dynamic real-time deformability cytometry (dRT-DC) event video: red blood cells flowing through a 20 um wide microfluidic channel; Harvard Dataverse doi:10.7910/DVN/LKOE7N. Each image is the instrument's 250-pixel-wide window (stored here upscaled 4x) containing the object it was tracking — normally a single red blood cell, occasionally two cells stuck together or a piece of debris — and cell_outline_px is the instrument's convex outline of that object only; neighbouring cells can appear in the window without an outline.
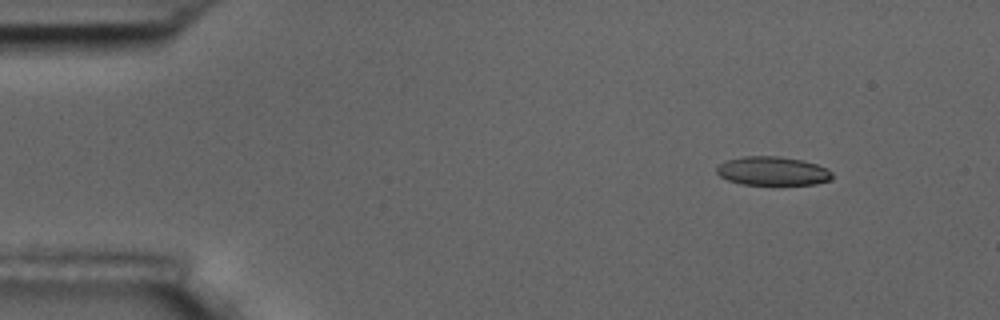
{"species": "common noctule bat (a hibernating species)", "species_latin": "Nyctalus noctula", "temperature_condition": "room temperature", "stored_images_in_passage": 5, "camera_frame_rate_fps": 3000, "um_per_image_px": 0.085, "animal": {"sex": "male", "body_mass_g": 17.5, "forearm_length_mm": 52.3}, "frame": {"image": 1, "passage_image": 2, "time_ms": 2.0, "image_size_px": [1000, 320], "cell_outline_px": [[832, 180], [816, 184], [744, 184], [728, 180], [720, 176], [716, 172], [716, 168], [720, 164], [728, 160], [744, 156], [780, 156], [800, 160], [816, 164], [828, 168], [832, 172]], "centroid_in_image_um": [65.7, 14.53], "position_along_channel_um": 19.3, "area_um2": 19.25}}
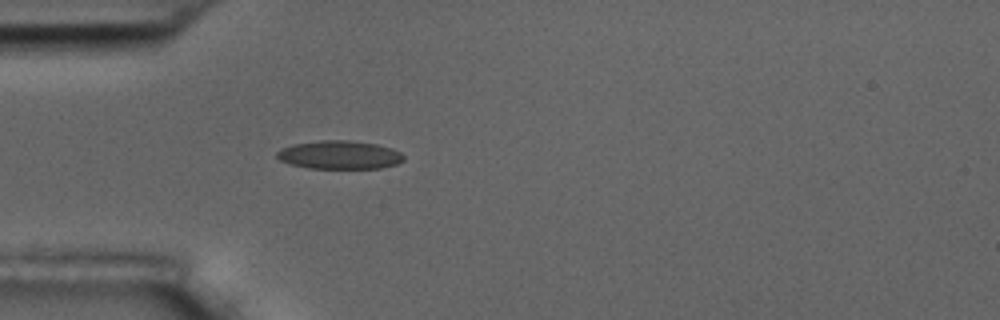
{"frame": {"image": 2, "passage_image": 5, "time_ms": 5.333, "image_size_px": [1000, 320], "cell_outline_px": [[404, 160], [396, 164], [380, 168], [308, 168], [288, 164], [280, 160], [276, 156], [276, 152], [280, 148], [292, 144], [320, 140], [348, 140], [376, 144], [392, 148], [400, 152], [404, 156]], "centroid_in_image_um": [28.82, 13.16], "position_along_channel_um": 56.2, "area_um2": 21.1}}